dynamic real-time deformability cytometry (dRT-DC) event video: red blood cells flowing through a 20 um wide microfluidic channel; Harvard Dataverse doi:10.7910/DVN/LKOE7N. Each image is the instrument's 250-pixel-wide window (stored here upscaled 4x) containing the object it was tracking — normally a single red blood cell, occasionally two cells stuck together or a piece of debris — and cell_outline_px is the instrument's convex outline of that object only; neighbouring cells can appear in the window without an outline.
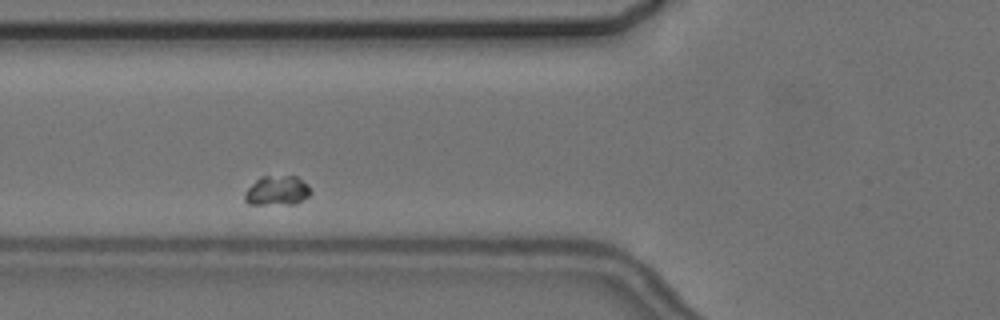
{"species": "common noctule bat (a hibernating species)", "species_latin": "Nyctalus noctula", "temperature_condition": "cold", "stored_images_in_passage": 4, "camera_frame_rate_fps": 3000, "um_per_image_px": 0.085, "animal": {"sex": "female", "body_mass_g": 24.6, "forearm_length_mm": 56.2}, "frame": {"image": 1, "passage_image": 2, "time_ms": 1.333, "image_size_px": [1000, 320], "cell_outline_px": [[312, 192], [308, 196], [296, 204], [248, 204], [244, 200], [244, 196], [248, 188], [260, 176], [296, 176], [308, 184]], "centroid_in_image_um": [23.57, 16.2], "position_along_channel_um": 102.2, "area_um2": 11.39}}
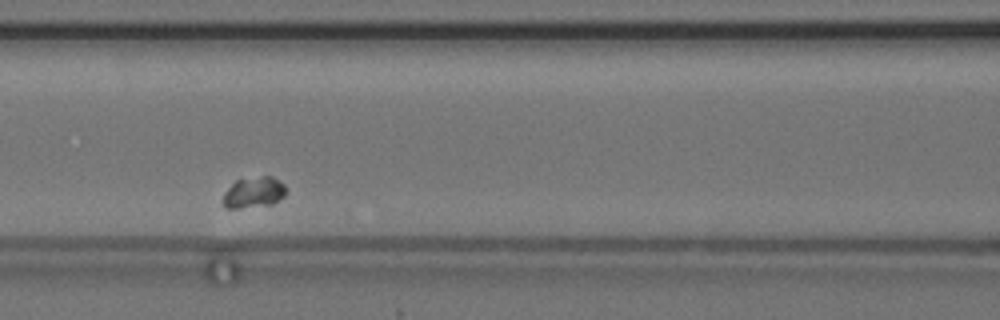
{"frame": {"image": 2, "passage_image": 3, "time_ms": 2.667, "image_size_px": [1000, 320], "cell_outline_px": [[288, 192], [284, 196], [272, 204], [240, 208], [224, 208], [224, 192], [236, 180], [264, 176], [272, 176], [284, 184]], "centroid_in_image_um": [21.6, 16.35], "position_along_channel_um": 145.0, "area_um2": 11.27}}